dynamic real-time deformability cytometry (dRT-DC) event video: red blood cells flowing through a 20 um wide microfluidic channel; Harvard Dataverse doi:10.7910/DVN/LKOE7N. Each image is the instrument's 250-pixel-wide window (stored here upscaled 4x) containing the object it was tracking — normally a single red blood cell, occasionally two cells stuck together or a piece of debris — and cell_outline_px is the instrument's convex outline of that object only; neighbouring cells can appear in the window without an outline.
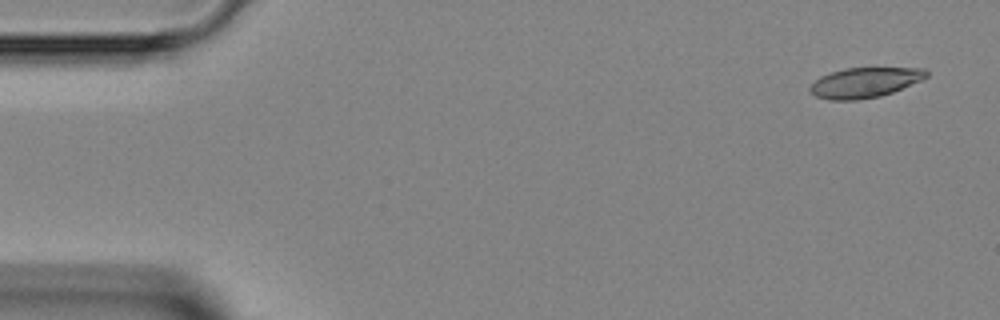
{"species": "Egyptian fruit bat (a non-hibernating species)", "species_latin": "Rousettus aegyptiacus", "temperature_condition": "room temperature", "stored_images_in_passage": 46, "camera_frame_rate_fps": 3000, "um_per_image_px": 0.085, "animal": {"sex": "female"}, "frame": {"image": 1, "passage_image": 1, "time_ms": 0.0, "image_size_px": [1000, 320], "cell_outline_px": [[928, 76], [920, 80], [892, 92], [880, 96], [856, 100], [828, 100], [816, 96], [808, 88], [820, 76], [844, 68], [924, 68], [928, 72]], "centroid_in_image_um": [73.48, 7.01], "position_along_channel_um": 11.5, "area_um2": 20.17}}
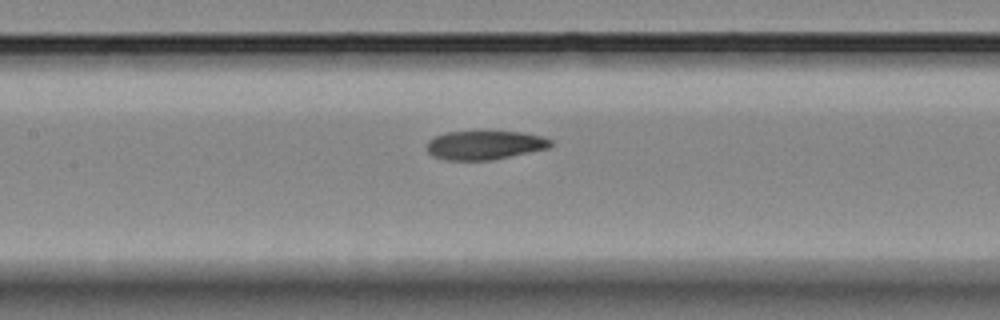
{"frame": {"image": 2, "passage_image": 20, "time_ms": 6.333, "image_size_px": [1000, 320], "cell_outline_px": [[552, 144], [548, 148], [488, 160], [448, 160], [432, 156], [428, 152], [428, 140], [436, 136], [448, 132], [524, 132], [540, 136], [552, 140]], "centroid_in_image_um": [41.19, 12.33], "position_along_channel_um": 166.2, "area_um2": 20.4}}
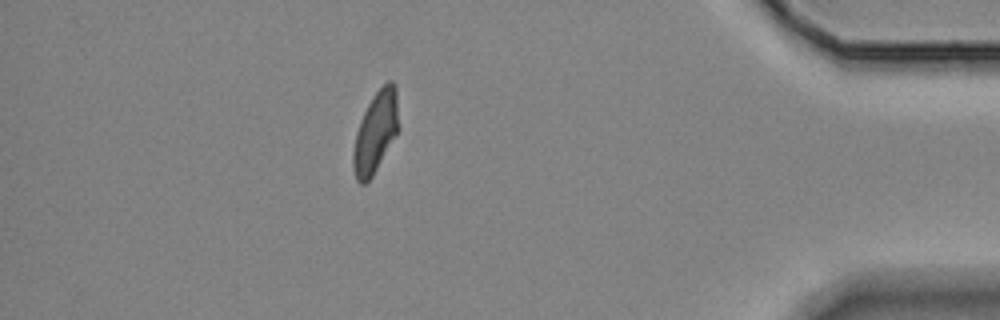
{"frame": {"image": 3, "passage_image": 40, "time_ms": 13.0, "image_size_px": [1000, 320], "cell_outline_px": [[400, 128], [372, 176], [364, 184], [360, 184], [356, 180], [352, 164], [352, 152], [356, 132], [360, 120], [372, 96], [388, 80], [392, 80], [396, 84]], "centroid_in_image_um": [31.94, 11.2], "position_along_channel_um": 403.3, "area_um2": 21.68}}